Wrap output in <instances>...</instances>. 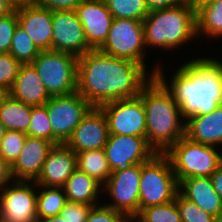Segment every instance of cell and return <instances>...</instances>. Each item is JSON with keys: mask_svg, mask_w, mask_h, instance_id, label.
<instances>
[{"mask_svg": "<svg viewBox=\"0 0 222 222\" xmlns=\"http://www.w3.org/2000/svg\"><path fill=\"white\" fill-rule=\"evenodd\" d=\"M100 108L107 118L109 135L146 138V113L139 96L112 101Z\"/></svg>", "mask_w": 222, "mask_h": 222, "instance_id": "obj_10", "label": "cell"}, {"mask_svg": "<svg viewBox=\"0 0 222 222\" xmlns=\"http://www.w3.org/2000/svg\"><path fill=\"white\" fill-rule=\"evenodd\" d=\"M5 132H6V129H5L4 125L0 121V142L3 139Z\"/></svg>", "mask_w": 222, "mask_h": 222, "instance_id": "obj_47", "label": "cell"}, {"mask_svg": "<svg viewBox=\"0 0 222 222\" xmlns=\"http://www.w3.org/2000/svg\"><path fill=\"white\" fill-rule=\"evenodd\" d=\"M114 18L143 21L150 12L145 0H104Z\"/></svg>", "mask_w": 222, "mask_h": 222, "instance_id": "obj_28", "label": "cell"}, {"mask_svg": "<svg viewBox=\"0 0 222 222\" xmlns=\"http://www.w3.org/2000/svg\"><path fill=\"white\" fill-rule=\"evenodd\" d=\"M35 185L39 187V189L42 188L40 194L37 195V218L45 219L60 215L61 210L65 207L67 202V197L63 188L55 186H42L37 185L36 183Z\"/></svg>", "mask_w": 222, "mask_h": 222, "instance_id": "obj_27", "label": "cell"}, {"mask_svg": "<svg viewBox=\"0 0 222 222\" xmlns=\"http://www.w3.org/2000/svg\"><path fill=\"white\" fill-rule=\"evenodd\" d=\"M141 164H135L123 171H112L103 185L114 202L105 204L116 211L133 218L139 213V181ZM106 187V188H105Z\"/></svg>", "mask_w": 222, "mask_h": 222, "instance_id": "obj_11", "label": "cell"}, {"mask_svg": "<svg viewBox=\"0 0 222 222\" xmlns=\"http://www.w3.org/2000/svg\"><path fill=\"white\" fill-rule=\"evenodd\" d=\"M125 222H135V218L134 217L133 218H128ZM136 222H139V221L136 220Z\"/></svg>", "mask_w": 222, "mask_h": 222, "instance_id": "obj_48", "label": "cell"}, {"mask_svg": "<svg viewBox=\"0 0 222 222\" xmlns=\"http://www.w3.org/2000/svg\"><path fill=\"white\" fill-rule=\"evenodd\" d=\"M108 137V123L103 110L92 107L65 144L76 154L85 150L103 149Z\"/></svg>", "mask_w": 222, "mask_h": 222, "instance_id": "obj_15", "label": "cell"}, {"mask_svg": "<svg viewBox=\"0 0 222 222\" xmlns=\"http://www.w3.org/2000/svg\"><path fill=\"white\" fill-rule=\"evenodd\" d=\"M174 200L182 222H219L213 215L184 198L179 192L176 194Z\"/></svg>", "mask_w": 222, "mask_h": 222, "instance_id": "obj_33", "label": "cell"}, {"mask_svg": "<svg viewBox=\"0 0 222 222\" xmlns=\"http://www.w3.org/2000/svg\"><path fill=\"white\" fill-rule=\"evenodd\" d=\"M18 25L17 7L5 15L0 17V53H9L12 37Z\"/></svg>", "mask_w": 222, "mask_h": 222, "instance_id": "obj_35", "label": "cell"}, {"mask_svg": "<svg viewBox=\"0 0 222 222\" xmlns=\"http://www.w3.org/2000/svg\"><path fill=\"white\" fill-rule=\"evenodd\" d=\"M77 169V156L66 145H54L48 152L37 185L62 187Z\"/></svg>", "mask_w": 222, "mask_h": 222, "instance_id": "obj_19", "label": "cell"}, {"mask_svg": "<svg viewBox=\"0 0 222 222\" xmlns=\"http://www.w3.org/2000/svg\"><path fill=\"white\" fill-rule=\"evenodd\" d=\"M143 28L145 46L177 48L197 36L196 11L186 1L175 7L155 9L144 18Z\"/></svg>", "mask_w": 222, "mask_h": 222, "instance_id": "obj_4", "label": "cell"}, {"mask_svg": "<svg viewBox=\"0 0 222 222\" xmlns=\"http://www.w3.org/2000/svg\"><path fill=\"white\" fill-rule=\"evenodd\" d=\"M52 50L80 57L93 50L74 10L52 11Z\"/></svg>", "mask_w": 222, "mask_h": 222, "instance_id": "obj_14", "label": "cell"}, {"mask_svg": "<svg viewBox=\"0 0 222 222\" xmlns=\"http://www.w3.org/2000/svg\"><path fill=\"white\" fill-rule=\"evenodd\" d=\"M221 62L212 58L186 62L173 74L170 85L158 66L150 76H156L172 93L184 120L193 115L210 113L222 104Z\"/></svg>", "mask_w": 222, "mask_h": 222, "instance_id": "obj_2", "label": "cell"}, {"mask_svg": "<svg viewBox=\"0 0 222 222\" xmlns=\"http://www.w3.org/2000/svg\"><path fill=\"white\" fill-rule=\"evenodd\" d=\"M15 7L27 4H34L36 0H9Z\"/></svg>", "mask_w": 222, "mask_h": 222, "instance_id": "obj_46", "label": "cell"}, {"mask_svg": "<svg viewBox=\"0 0 222 222\" xmlns=\"http://www.w3.org/2000/svg\"><path fill=\"white\" fill-rule=\"evenodd\" d=\"M138 96L146 113L147 142L156 153H165L185 136L186 122L180 119L179 105L156 76L142 88Z\"/></svg>", "mask_w": 222, "mask_h": 222, "instance_id": "obj_3", "label": "cell"}, {"mask_svg": "<svg viewBox=\"0 0 222 222\" xmlns=\"http://www.w3.org/2000/svg\"><path fill=\"white\" fill-rule=\"evenodd\" d=\"M188 4L192 6V8L197 11L199 8L212 3L216 0H185Z\"/></svg>", "mask_w": 222, "mask_h": 222, "instance_id": "obj_43", "label": "cell"}, {"mask_svg": "<svg viewBox=\"0 0 222 222\" xmlns=\"http://www.w3.org/2000/svg\"><path fill=\"white\" fill-rule=\"evenodd\" d=\"M17 19L39 51L52 50V10L35 3L21 5L17 7Z\"/></svg>", "mask_w": 222, "mask_h": 222, "instance_id": "obj_17", "label": "cell"}, {"mask_svg": "<svg viewBox=\"0 0 222 222\" xmlns=\"http://www.w3.org/2000/svg\"><path fill=\"white\" fill-rule=\"evenodd\" d=\"M85 0H36L35 4L54 10H75Z\"/></svg>", "mask_w": 222, "mask_h": 222, "instance_id": "obj_38", "label": "cell"}, {"mask_svg": "<svg viewBox=\"0 0 222 222\" xmlns=\"http://www.w3.org/2000/svg\"><path fill=\"white\" fill-rule=\"evenodd\" d=\"M144 48L143 21L114 18L107 39L98 50L113 57L136 62L146 69Z\"/></svg>", "mask_w": 222, "mask_h": 222, "instance_id": "obj_8", "label": "cell"}, {"mask_svg": "<svg viewBox=\"0 0 222 222\" xmlns=\"http://www.w3.org/2000/svg\"><path fill=\"white\" fill-rule=\"evenodd\" d=\"M215 191L221 198L222 204V164L210 176Z\"/></svg>", "mask_w": 222, "mask_h": 222, "instance_id": "obj_41", "label": "cell"}, {"mask_svg": "<svg viewBox=\"0 0 222 222\" xmlns=\"http://www.w3.org/2000/svg\"><path fill=\"white\" fill-rule=\"evenodd\" d=\"M179 184L170 160L164 153H156L141 164L139 181V212L150 206L171 202L178 193Z\"/></svg>", "mask_w": 222, "mask_h": 222, "instance_id": "obj_6", "label": "cell"}, {"mask_svg": "<svg viewBox=\"0 0 222 222\" xmlns=\"http://www.w3.org/2000/svg\"><path fill=\"white\" fill-rule=\"evenodd\" d=\"M88 45L98 50L106 41L114 17L104 0H85L75 10Z\"/></svg>", "mask_w": 222, "mask_h": 222, "instance_id": "obj_16", "label": "cell"}, {"mask_svg": "<svg viewBox=\"0 0 222 222\" xmlns=\"http://www.w3.org/2000/svg\"><path fill=\"white\" fill-rule=\"evenodd\" d=\"M77 168L94 178L102 186L110 177L111 170L103 149L85 150L76 153Z\"/></svg>", "mask_w": 222, "mask_h": 222, "instance_id": "obj_25", "label": "cell"}, {"mask_svg": "<svg viewBox=\"0 0 222 222\" xmlns=\"http://www.w3.org/2000/svg\"><path fill=\"white\" fill-rule=\"evenodd\" d=\"M149 11L155 9L171 8L185 2V0H145Z\"/></svg>", "mask_w": 222, "mask_h": 222, "instance_id": "obj_39", "label": "cell"}, {"mask_svg": "<svg viewBox=\"0 0 222 222\" xmlns=\"http://www.w3.org/2000/svg\"><path fill=\"white\" fill-rule=\"evenodd\" d=\"M36 222H66V221L65 218H63L61 215H56L45 219H38Z\"/></svg>", "mask_w": 222, "mask_h": 222, "instance_id": "obj_44", "label": "cell"}, {"mask_svg": "<svg viewBox=\"0 0 222 222\" xmlns=\"http://www.w3.org/2000/svg\"><path fill=\"white\" fill-rule=\"evenodd\" d=\"M197 35L222 36V0H216L196 11Z\"/></svg>", "mask_w": 222, "mask_h": 222, "instance_id": "obj_26", "label": "cell"}, {"mask_svg": "<svg viewBox=\"0 0 222 222\" xmlns=\"http://www.w3.org/2000/svg\"><path fill=\"white\" fill-rule=\"evenodd\" d=\"M111 171H123L150 160L156 151L145 137L109 135L103 148Z\"/></svg>", "mask_w": 222, "mask_h": 222, "instance_id": "obj_13", "label": "cell"}, {"mask_svg": "<svg viewBox=\"0 0 222 222\" xmlns=\"http://www.w3.org/2000/svg\"><path fill=\"white\" fill-rule=\"evenodd\" d=\"M39 53L40 51L35 47L26 31L17 25L12 37L9 54L21 64H31Z\"/></svg>", "mask_w": 222, "mask_h": 222, "instance_id": "obj_29", "label": "cell"}, {"mask_svg": "<svg viewBox=\"0 0 222 222\" xmlns=\"http://www.w3.org/2000/svg\"><path fill=\"white\" fill-rule=\"evenodd\" d=\"M13 183V184H10ZM11 185V186H10ZM28 181L9 182L0 193V222H36L37 191Z\"/></svg>", "mask_w": 222, "mask_h": 222, "instance_id": "obj_12", "label": "cell"}, {"mask_svg": "<svg viewBox=\"0 0 222 222\" xmlns=\"http://www.w3.org/2000/svg\"><path fill=\"white\" fill-rule=\"evenodd\" d=\"M146 71L136 62L91 50L78 57L76 91L93 107L133 98L153 77Z\"/></svg>", "mask_w": 222, "mask_h": 222, "instance_id": "obj_1", "label": "cell"}, {"mask_svg": "<svg viewBox=\"0 0 222 222\" xmlns=\"http://www.w3.org/2000/svg\"><path fill=\"white\" fill-rule=\"evenodd\" d=\"M15 6L9 0H0V17L11 13Z\"/></svg>", "mask_w": 222, "mask_h": 222, "instance_id": "obj_42", "label": "cell"}, {"mask_svg": "<svg viewBox=\"0 0 222 222\" xmlns=\"http://www.w3.org/2000/svg\"><path fill=\"white\" fill-rule=\"evenodd\" d=\"M50 96L68 95L77 90L78 57L55 50L40 51L31 63Z\"/></svg>", "mask_w": 222, "mask_h": 222, "instance_id": "obj_7", "label": "cell"}, {"mask_svg": "<svg viewBox=\"0 0 222 222\" xmlns=\"http://www.w3.org/2000/svg\"><path fill=\"white\" fill-rule=\"evenodd\" d=\"M127 219L125 214L103 204L92 207L86 222H125Z\"/></svg>", "mask_w": 222, "mask_h": 222, "instance_id": "obj_36", "label": "cell"}, {"mask_svg": "<svg viewBox=\"0 0 222 222\" xmlns=\"http://www.w3.org/2000/svg\"><path fill=\"white\" fill-rule=\"evenodd\" d=\"M26 135L52 142V126L45 105L32 107L31 121Z\"/></svg>", "mask_w": 222, "mask_h": 222, "instance_id": "obj_31", "label": "cell"}, {"mask_svg": "<svg viewBox=\"0 0 222 222\" xmlns=\"http://www.w3.org/2000/svg\"><path fill=\"white\" fill-rule=\"evenodd\" d=\"M52 126V143L65 144L74 129L93 107L77 91L61 96H51L45 104Z\"/></svg>", "mask_w": 222, "mask_h": 222, "instance_id": "obj_9", "label": "cell"}, {"mask_svg": "<svg viewBox=\"0 0 222 222\" xmlns=\"http://www.w3.org/2000/svg\"><path fill=\"white\" fill-rule=\"evenodd\" d=\"M134 218L139 222H182L175 200L142 209Z\"/></svg>", "mask_w": 222, "mask_h": 222, "instance_id": "obj_30", "label": "cell"}, {"mask_svg": "<svg viewBox=\"0 0 222 222\" xmlns=\"http://www.w3.org/2000/svg\"><path fill=\"white\" fill-rule=\"evenodd\" d=\"M178 192L205 212L222 222L221 198L215 191L210 177H191L179 183Z\"/></svg>", "mask_w": 222, "mask_h": 222, "instance_id": "obj_20", "label": "cell"}, {"mask_svg": "<svg viewBox=\"0 0 222 222\" xmlns=\"http://www.w3.org/2000/svg\"><path fill=\"white\" fill-rule=\"evenodd\" d=\"M185 122V136L190 140L216 147L222 145V104L210 113L190 116Z\"/></svg>", "mask_w": 222, "mask_h": 222, "instance_id": "obj_22", "label": "cell"}, {"mask_svg": "<svg viewBox=\"0 0 222 222\" xmlns=\"http://www.w3.org/2000/svg\"><path fill=\"white\" fill-rule=\"evenodd\" d=\"M9 94L15 100L33 107L43 106L51 98L32 64L21 65Z\"/></svg>", "mask_w": 222, "mask_h": 222, "instance_id": "obj_21", "label": "cell"}, {"mask_svg": "<svg viewBox=\"0 0 222 222\" xmlns=\"http://www.w3.org/2000/svg\"><path fill=\"white\" fill-rule=\"evenodd\" d=\"M93 205L67 201L60 215L66 222H86Z\"/></svg>", "mask_w": 222, "mask_h": 222, "instance_id": "obj_37", "label": "cell"}, {"mask_svg": "<svg viewBox=\"0 0 222 222\" xmlns=\"http://www.w3.org/2000/svg\"><path fill=\"white\" fill-rule=\"evenodd\" d=\"M9 181H14L11 165L0 157V189L8 185Z\"/></svg>", "mask_w": 222, "mask_h": 222, "instance_id": "obj_40", "label": "cell"}, {"mask_svg": "<svg viewBox=\"0 0 222 222\" xmlns=\"http://www.w3.org/2000/svg\"><path fill=\"white\" fill-rule=\"evenodd\" d=\"M215 146L194 142L182 137L164 154L170 160L178 184L186 178L210 177L222 164V151Z\"/></svg>", "mask_w": 222, "mask_h": 222, "instance_id": "obj_5", "label": "cell"}, {"mask_svg": "<svg viewBox=\"0 0 222 222\" xmlns=\"http://www.w3.org/2000/svg\"><path fill=\"white\" fill-rule=\"evenodd\" d=\"M21 63L9 53H0V86L9 90L16 79Z\"/></svg>", "mask_w": 222, "mask_h": 222, "instance_id": "obj_34", "label": "cell"}, {"mask_svg": "<svg viewBox=\"0 0 222 222\" xmlns=\"http://www.w3.org/2000/svg\"><path fill=\"white\" fill-rule=\"evenodd\" d=\"M9 96V90L0 86V107Z\"/></svg>", "mask_w": 222, "mask_h": 222, "instance_id": "obj_45", "label": "cell"}, {"mask_svg": "<svg viewBox=\"0 0 222 222\" xmlns=\"http://www.w3.org/2000/svg\"><path fill=\"white\" fill-rule=\"evenodd\" d=\"M62 188L67 201L97 206L96 200L99 197L100 190L102 192L103 186L77 168Z\"/></svg>", "mask_w": 222, "mask_h": 222, "instance_id": "obj_23", "label": "cell"}, {"mask_svg": "<svg viewBox=\"0 0 222 222\" xmlns=\"http://www.w3.org/2000/svg\"><path fill=\"white\" fill-rule=\"evenodd\" d=\"M32 107L9 96L0 107V121L6 131L26 133L31 121Z\"/></svg>", "mask_w": 222, "mask_h": 222, "instance_id": "obj_24", "label": "cell"}, {"mask_svg": "<svg viewBox=\"0 0 222 222\" xmlns=\"http://www.w3.org/2000/svg\"><path fill=\"white\" fill-rule=\"evenodd\" d=\"M54 146L50 141L27 136L16 161L11 165L15 181H36L41 174L49 150Z\"/></svg>", "mask_w": 222, "mask_h": 222, "instance_id": "obj_18", "label": "cell"}, {"mask_svg": "<svg viewBox=\"0 0 222 222\" xmlns=\"http://www.w3.org/2000/svg\"><path fill=\"white\" fill-rule=\"evenodd\" d=\"M26 137L21 131H6L0 142V157L12 165L21 153Z\"/></svg>", "mask_w": 222, "mask_h": 222, "instance_id": "obj_32", "label": "cell"}]
</instances>
